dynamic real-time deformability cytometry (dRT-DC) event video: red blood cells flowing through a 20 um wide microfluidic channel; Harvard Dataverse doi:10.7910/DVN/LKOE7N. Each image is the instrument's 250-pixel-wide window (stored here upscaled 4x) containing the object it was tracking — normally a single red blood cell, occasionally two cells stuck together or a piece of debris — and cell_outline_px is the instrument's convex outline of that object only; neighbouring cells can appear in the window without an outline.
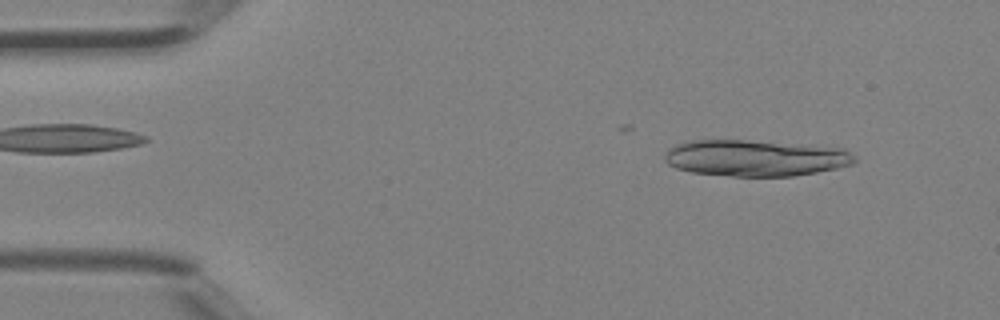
{"species": "Egyptian fruit bat (a non-hibernating species)", "species_latin": "Rousettus aegyptiacus", "temperature_condition": "room temperature", "stored_images_in_passage": 7, "camera_frame_rate_fps": 3000, "um_per_image_px": 0.085, "animal": {"sex": "female"}, "frame": {"image": 1, "passage_image": 1, "time_ms": 0.0, "image_size_px": [1000, 320], "cell_outline_px": [[856, 160], [852, 164], [836, 168], [816, 172], [792, 176], [732, 176], [692, 172], [676, 168], [668, 164], [664, 160], [664, 156], [668, 148], [676, 144], [692, 140], [744, 140], [800, 144], [844, 148], [856, 156]], "centroid_in_image_um": [64.2, 13.42], "position_along_channel_um": 20.8, "area_um2": 40.23}}